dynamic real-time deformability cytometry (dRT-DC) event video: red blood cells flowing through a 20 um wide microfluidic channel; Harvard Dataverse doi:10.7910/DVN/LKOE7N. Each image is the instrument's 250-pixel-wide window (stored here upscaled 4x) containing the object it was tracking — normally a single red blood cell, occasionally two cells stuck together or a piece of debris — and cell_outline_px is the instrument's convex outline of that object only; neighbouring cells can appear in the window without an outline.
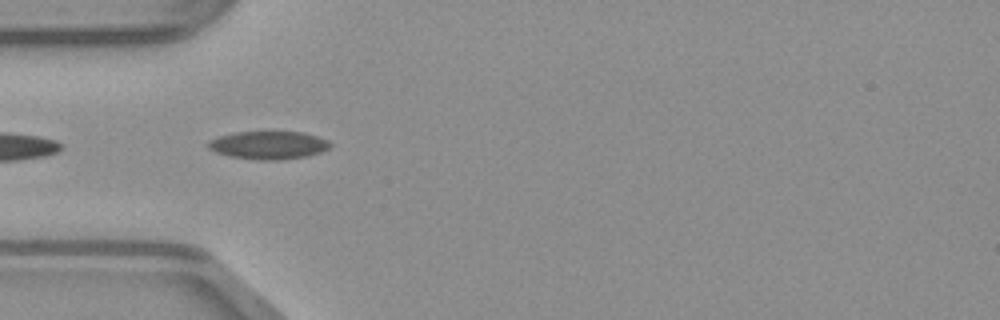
{"species": "common noctule bat (a hibernating species)", "species_latin": "Nyctalus noctula", "temperature_condition": "warm", "stored_images_in_passage": 34, "camera_frame_rate_fps": 3000, "um_per_image_px": 0.085, "animal": {"sex": "male", "body_mass_g": 23.1, "forearm_length_mm": 52.7}, "frame": {"image": 1, "passage_image": 14, "time_ms": 4.333, "image_size_px": [1000, 320], "cell_outline_px": [[332, 144], [328, 148], [320, 152], [304, 156], [284, 160], [256, 160], [228, 156], [216, 152], [208, 148], [208, 140], [220, 136], [236, 132], [304, 132], [328, 140]], "centroid_in_image_um": [22.81, 12.34], "position_along_channel_um": 62.2, "area_um2": 19.88}}
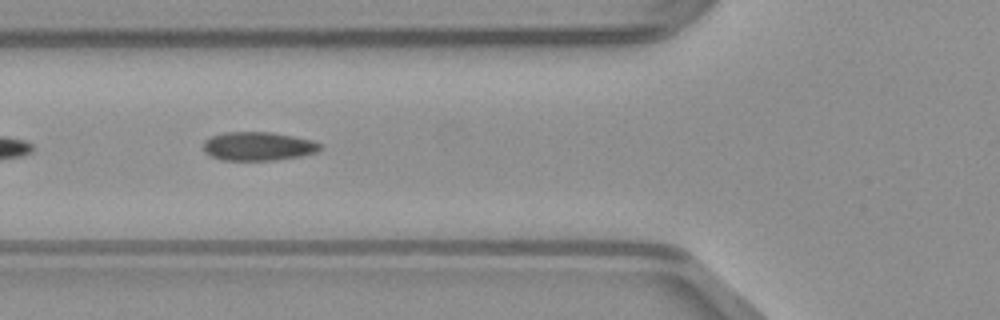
{"frame": {"image": 2, "passage_image": 17, "time_ms": 5.333, "image_size_px": [1000, 320], "cell_outline_px": [[324, 148], [316, 152], [300, 156], [276, 160], [224, 160], [212, 156], [204, 152], [204, 140], [212, 136], [224, 132], [272, 132], [312, 140], [324, 144]], "centroid_in_image_um": [21.99, 12.43], "position_along_channel_um": 103.8, "area_um2": 19.59}}
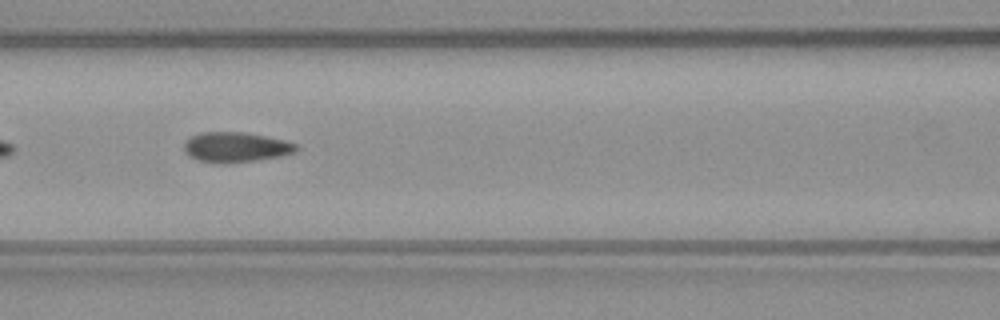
{"frame": {"image": 3, "passage_image": 20, "time_ms": 6.333, "image_size_px": [1000, 320], "cell_outline_px": [[300, 148], [292, 152], [276, 156], [256, 160], [216, 164], [200, 160], [188, 156], [184, 148], [184, 144], [192, 136], [200, 132], [244, 132], [284, 140], [296, 144]], "centroid_in_image_um": [20.0, 12.5], "position_along_channel_um": 146.6, "area_um2": 19.31}}